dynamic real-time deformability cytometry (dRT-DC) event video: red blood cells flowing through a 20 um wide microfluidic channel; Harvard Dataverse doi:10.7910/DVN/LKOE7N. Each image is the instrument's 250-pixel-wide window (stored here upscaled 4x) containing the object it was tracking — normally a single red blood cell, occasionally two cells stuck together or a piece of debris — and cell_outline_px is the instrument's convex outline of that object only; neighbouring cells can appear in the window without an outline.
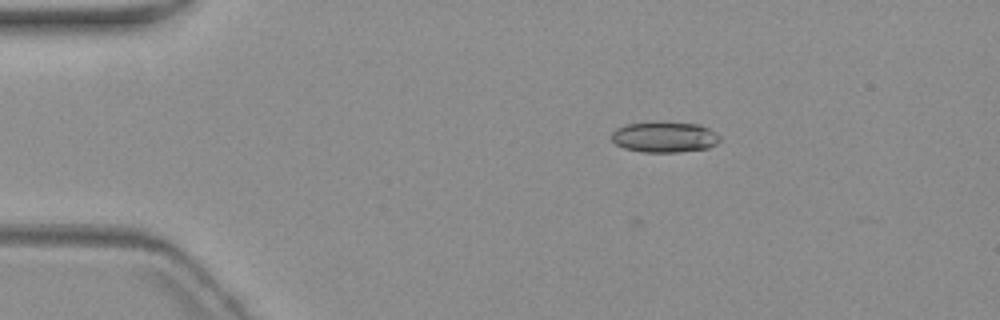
{"species": "common noctule bat (a hibernating species)", "species_latin": "Nyctalus noctula", "temperature_condition": "warm", "stored_images_in_passage": 5, "camera_frame_rate_fps": 3000, "um_per_image_px": 0.085, "animal": {"sex": "female", "body_mass_g": 19.3, "forearm_length_mm": 54.1}, "frame": {"image": 1, "passage_image": 3, "time_ms": 3.333, "image_size_px": [1000, 320], "cell_outline_px": [[720, 140], [716, 144], [708, 148], [680, 152], [644, 152], [624, 148], [616, 144], [612, 140], [612, 132], [616, 128], [628, 124], [700, 124], [716, 132], [720, 136]], "centroid_in_image_um": [56.51, 11.69], "position_along_channel_um": 28.5, "area_um2": 18.79}}